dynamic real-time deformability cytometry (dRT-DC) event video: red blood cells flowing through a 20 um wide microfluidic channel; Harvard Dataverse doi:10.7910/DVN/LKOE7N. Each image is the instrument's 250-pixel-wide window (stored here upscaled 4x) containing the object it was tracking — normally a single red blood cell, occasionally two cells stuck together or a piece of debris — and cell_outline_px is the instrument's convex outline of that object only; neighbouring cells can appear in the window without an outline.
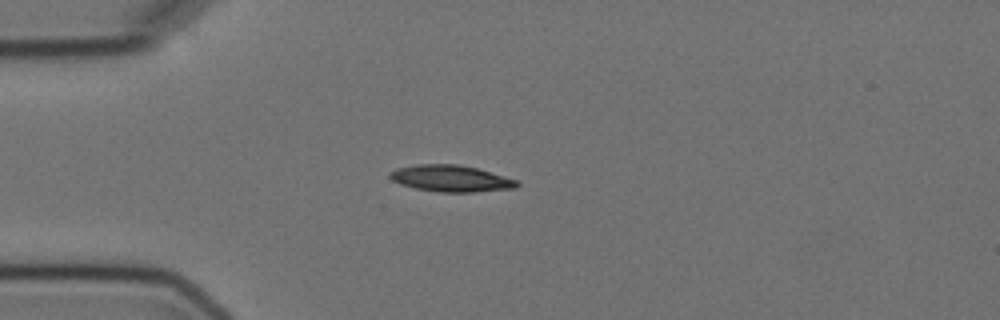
{"species": "Egyptian fruit bat (a non-hibernating species)", "species_latin": "Rousettus aegyptiacus", "temperature_condition": "cold", "stored_images_in_passage": 2, "camera_frame_rate_fps": 3000, "um_per_image_px": 0.085, "animal": {"sex": "female"}, "frame": {"image": 1, "passage_image": 1, "time_ms": 0.0, "image_size_px": [1000, 320], "cell_outline_px": [[520, 184], [516, 188], [472, 192], [440, 192], [416, 188], [400, 184], [392, 180], [388, 176], [388, 172], [396, 168], [416, 164], [456, 164], [476, 168], [516, 180]], "centroid_in_image_um": [38.27, 15.17], "position_along_channel_um": 46.7, "area_um2": 19.54}}
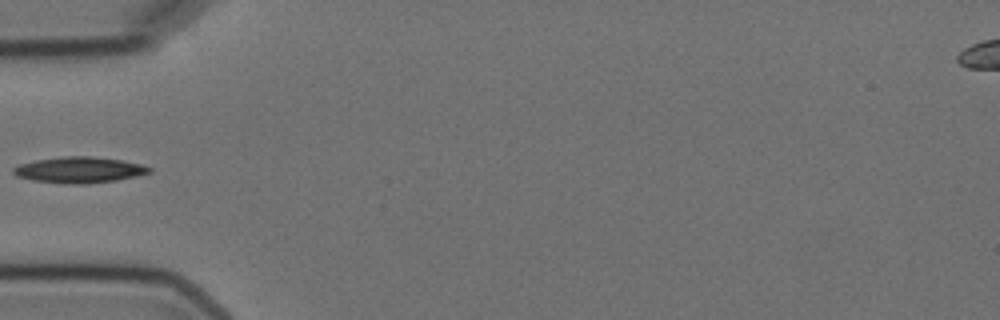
{"frame": {"image": 2, "passage_image": 2, "time_ms": 1.333, "image_size_px": [1000, 320], "cell_outline_px": [[152, 172], [136, 176], [116, 180], [84, 184], [64, 184], [32, 180], [16, 176], [12, 172], [12, 168], [20, 164], [36, 160], [64, 156], [92, 156], [120, 160], [140, 164], [152, 168]], "centroid_in_image_um": [6.71, 14.44], "position_along_channel_um": 78.3, "area_um2": 20.58}}